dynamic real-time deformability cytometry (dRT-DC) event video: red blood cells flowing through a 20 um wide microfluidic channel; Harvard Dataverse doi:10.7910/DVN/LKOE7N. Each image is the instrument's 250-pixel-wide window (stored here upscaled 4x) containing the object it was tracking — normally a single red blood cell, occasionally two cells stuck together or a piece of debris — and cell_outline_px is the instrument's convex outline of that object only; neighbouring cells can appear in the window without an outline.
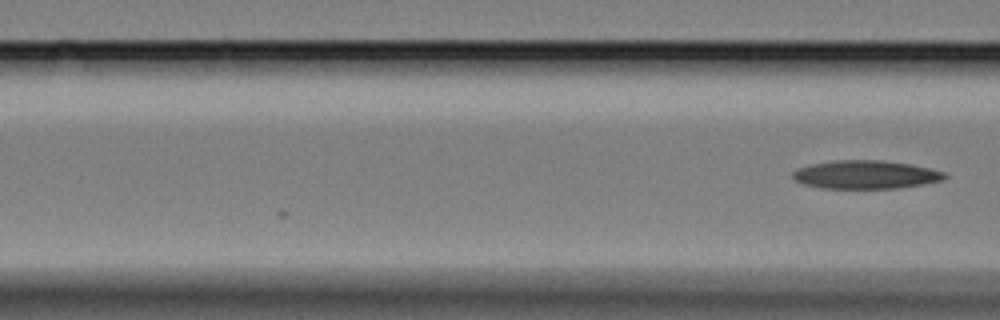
{"species": "Egyptian fruit bat (a non-hibernating species)", "species_latin": "Rousettus aegyptiacus", "temperature_condition": "cold", "stored_images_in_passage": 6, "camera_frame_rate_fps": 3000, "um_per_image_px": 0.085, "animal": {"sex": "female"}, "frame": {"image": 1, "passage_image": 6, "time_ms": 1.667, "image_size_px": [1000, 320], "cell_outline_px": [[948, 176], [944, 180], [924, 184], [900, 188], [820, 188], [804, 184], [796, 180], [792, 176], [792, 172], [796, 168], [812, 164], [836, 160], [880, 160], [908, 164], [928, 168], [944, 172]], "centroid_in_image_um": [73.58, 14.85], "position_along_channel_um": 93.0, "area_um2": 25.03}}